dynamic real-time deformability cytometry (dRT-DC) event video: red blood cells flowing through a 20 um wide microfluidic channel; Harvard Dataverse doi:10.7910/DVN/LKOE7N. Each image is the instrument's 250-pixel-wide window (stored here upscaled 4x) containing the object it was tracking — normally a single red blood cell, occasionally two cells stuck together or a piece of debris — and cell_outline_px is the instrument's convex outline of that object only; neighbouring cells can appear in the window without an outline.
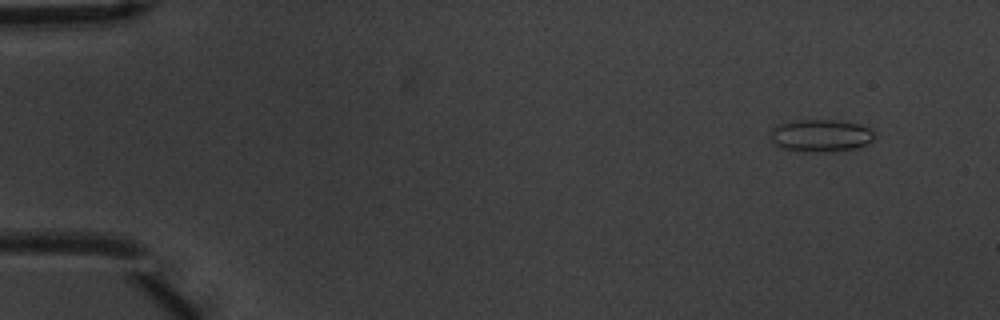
{"species": "common noctule bat (a hibernating species)", "species_latin": "Nyctalus noctula", "temperature_condition": "warm", "stored_images_in_passage": 4, "camera_frame_rate_fps": 3000, "um_per_image_px": 0.085, "animal": {"sex": "male", "body_mass_g": 20.1, "forearm_length_mm": 53.5}, "frame": {"image": 1, "passage_image": 1, "time_ms": 0.0, "image_size_px": [1000, 320], "cell_outline_px": [[872, 140], [868, 144], [856, 148], [816, 152], [804, 152], [784, 148], [776, 144], [772, 140], [772, 128], [776, 124], [796, 120], [832, 120], [860, 124], [868, 128], [872, 132]], "centroid_in_image_um": [69.74, 11.52], "position_along_channel_um": 15.3, "area_um2": 19.31}}